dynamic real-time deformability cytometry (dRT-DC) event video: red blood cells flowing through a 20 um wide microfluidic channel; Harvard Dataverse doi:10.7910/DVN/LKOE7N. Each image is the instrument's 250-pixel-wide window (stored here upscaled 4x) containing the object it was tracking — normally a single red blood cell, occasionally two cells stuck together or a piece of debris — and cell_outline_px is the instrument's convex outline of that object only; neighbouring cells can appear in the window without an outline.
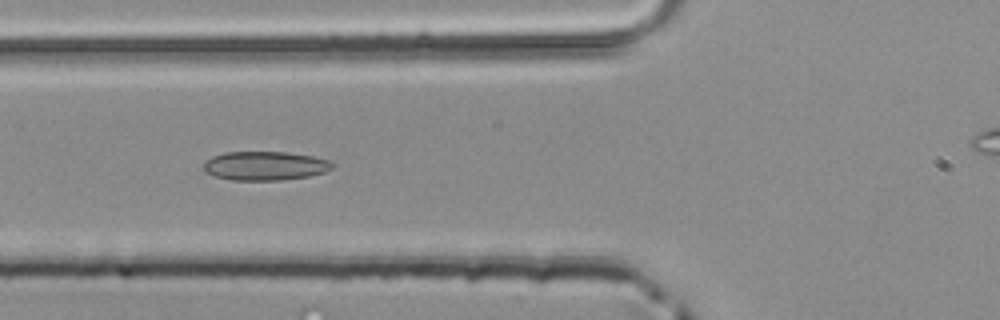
{"species": "common noctule bat (a hibernating species)", "species_latin": "Nyctalus noctula", "temperature_condition": "room temperature", "stored_images_in_passage": 36, "camera_frame_rate_fps": 3000, "um_per_image_px": 0.085, "animal": {"sex": "male", "body_mass_g": 20.4}, "frame": {"image": 1, "passage_image": 6, "time_ms": 1.667, "image_size_px": [1000, 320], "cell_outline_px": [[336, 164], [332, 168], [324, 172], [308, 176], [280, 180], [232, 180], [212, 176], [204, 172], [204, 164], [212, 156], [224, 152], [284, 152], [312, 156], [332, 160]], "centroid_in_image_um": [22.53, 14.09], "position_along_channel_um": 103.3, "area_um2": 21.79}}
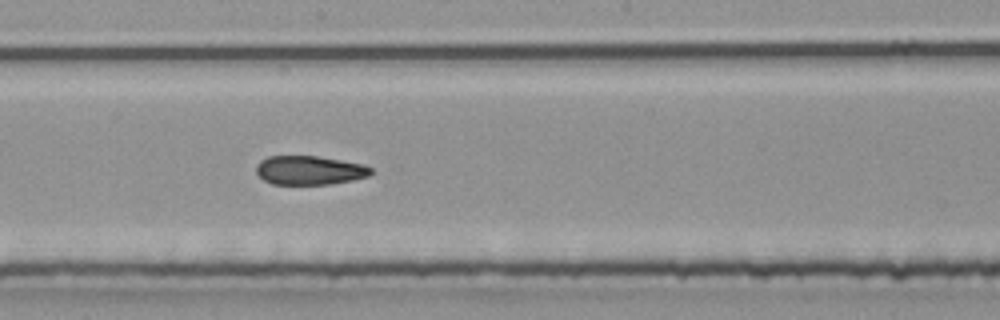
{"frame": {"image": 2, "passage_image": 14, "time_ms": 4.333, "image_size_px": [1000, 320], "cell_outline_px": [[372, 172], [368, 176], [352, 180], [328, 184], [272, 184], [264, 180], [256, 172], [256, 164], [260, 160], [268, 156], [316, 156], [364, 164], [372, 168]], "centroid_in_image_um": [26.29, 14.47], "position_along_channel_um": 221.9, "area_um2": 19.31}}
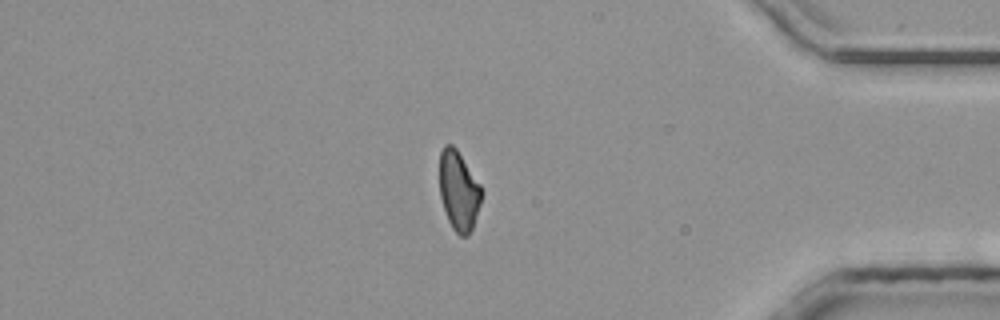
{"frame": {"image": 3, "passage_image": 28, "time_ms": 9.0, "image_size_px": [1000, 320], "cell_outline_px": [[480, 204], [472, 228], [468, 236], [460, 236], [452, 228], [448, 220], [440, 196], [440, 152], [444, 144], [452, 144], [456, 148], [480, 184]], "centroid_in_image_um": [38.97, 16.2], "position_along_channel_um": 396.2, "area_um2": 19.13}}